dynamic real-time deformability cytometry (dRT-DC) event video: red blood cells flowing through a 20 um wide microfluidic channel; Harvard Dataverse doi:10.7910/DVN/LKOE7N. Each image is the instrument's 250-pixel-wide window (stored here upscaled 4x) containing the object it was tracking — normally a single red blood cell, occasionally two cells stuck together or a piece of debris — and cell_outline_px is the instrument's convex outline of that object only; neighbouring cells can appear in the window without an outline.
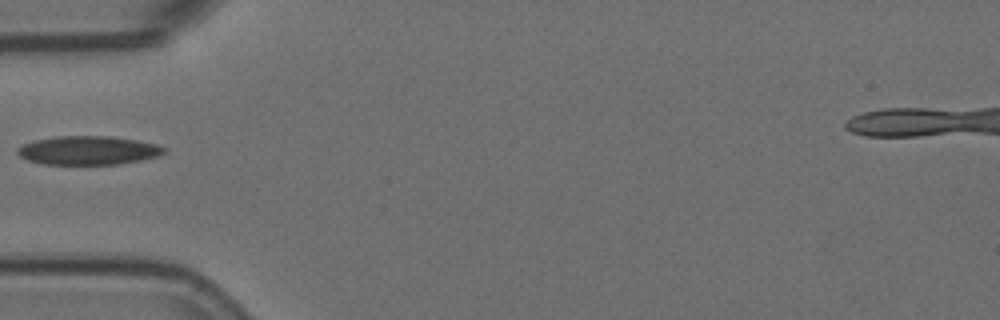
{"species": "Egyptian fruit bat (a non-hibernating species)", "species_latin": "Rousettus aegyptiacus", "temperature_condition": "room temperature", "stored_images_in_passage": 32, "camera_frame_rate_fps": 3000, "um_per_image_px": 0.085, "animal": {"sex": "female"}, "frame": {"image": 1, "passage_image": 1, "time_ms": 0.0, "image_size_px": [1000, 320], "cell_outline_px": [[164, 152], [156, 156], [140, 160], [120, 164], [44, 164], [28, 160], [20, 156], [16, 152], [24, 144], [36, 140], [60, 136], [112, 136], [136, 140], [156, 144], [164, 148]], "centroid_in_image_um": [7.5, 12.78], "position_along_channel_um": 77.5, "area_um2": 24.16}}
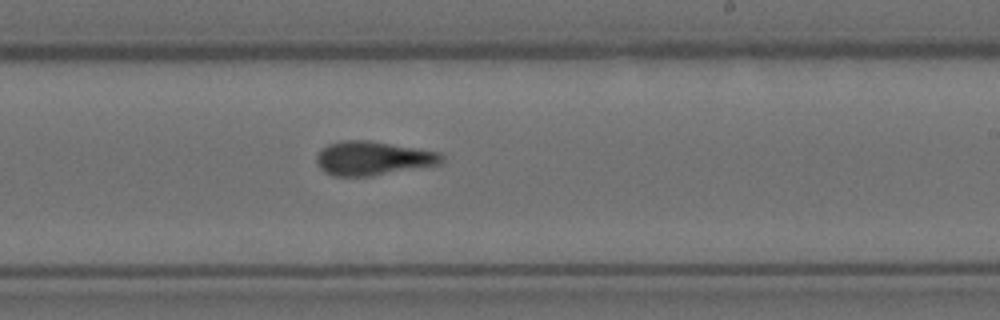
{"frame": {"image": 2, "passage_image": 16, "time_ms": 5.0, "image_size_px": [1000, 320], "cell_outline_px": [[444, 160], [440, 164], [372, 176], [332, 176], [324, 172], [320, 168], [316, 160], [316, 156], [328, 144], [340, 140], [368, 140], [440, 152], [444, 156]], "centroid_in_image_um": [31.7, 13.46], "position_along_channel_um": 257.3, "area_um2": 24.74}}
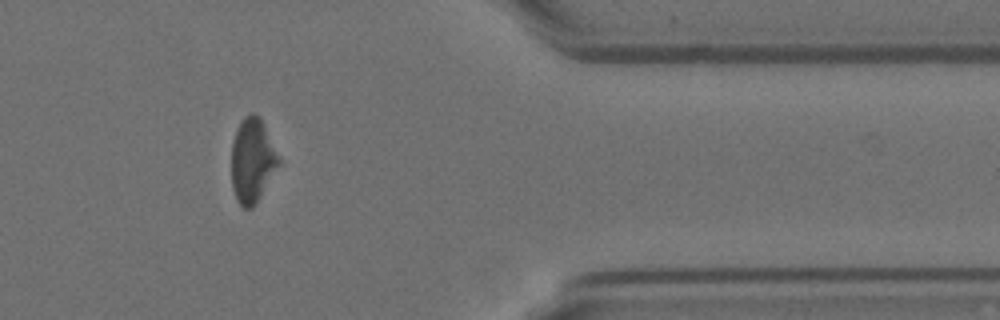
{"frame": {"image": 3, "passage_image": 29, "time_ms": 9.333, "image_size_px": [1000, 320], "cell_outline_px": [[280, 164], [256, 204], [252, 208], [244, 208], [236, 200], [232, 188], [232, 140], [240, 120], [244, 116], [252, 112], [264, 124], [280, 160]], "centroid_in_image_um": [21.43, 13.66], "position_along_channel_um": 390.0, "area_um2": 23.12}}